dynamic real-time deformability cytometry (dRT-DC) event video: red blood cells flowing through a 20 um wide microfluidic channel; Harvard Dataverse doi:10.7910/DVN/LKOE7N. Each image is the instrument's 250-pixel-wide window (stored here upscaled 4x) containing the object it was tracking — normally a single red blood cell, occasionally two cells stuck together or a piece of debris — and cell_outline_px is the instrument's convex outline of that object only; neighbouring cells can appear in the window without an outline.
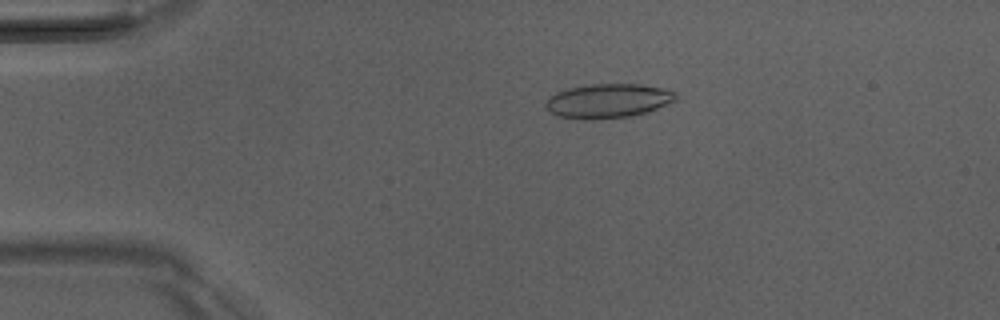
{"species": "Egyptian fruit bat (a non-hibernating species)", "species_latin": "Rousettus aegyptiacus", "temperature_condition": "room temperature", "stored_images_in_passage": 19, "camera_frame_rate_fps": 3000, "um_per_image_px": 0.085, "animal": {"sex": "male"}, "frame": {"image": 1, "passage_image": 11, "time_ms": 3.333, "image_size_px": [1000, 320], "cell_outline_px": [[676, 100], [668, 104], [632, 116], [584, 120], [560, 116], [552, 112], [544, 104], [556, 92], [568, 88], [592, 84], [640, 84], [660, 88], [676, 92]], "centroid_in_image_um": [51.69, 8.57], "position_along_channel_um": 33.3, "area_um2": 25.55}}